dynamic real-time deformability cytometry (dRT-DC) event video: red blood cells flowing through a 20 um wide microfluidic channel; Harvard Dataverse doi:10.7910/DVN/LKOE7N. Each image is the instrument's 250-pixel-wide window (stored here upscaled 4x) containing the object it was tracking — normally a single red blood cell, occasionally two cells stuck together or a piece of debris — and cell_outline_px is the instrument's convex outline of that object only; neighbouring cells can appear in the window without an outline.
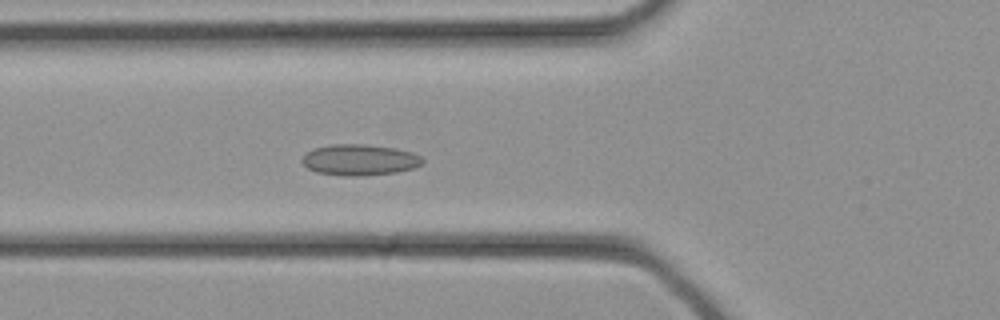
{"species": "common noctule bat (a hibernating species)", "species_latin": "Nyctalus noctula", "temperature_condition": "cold", "stored_images_in_passage": 29, "segment_of_instrument_passage": [1, 2], "camera_frame_rate_fps": 3000, "um_per_image_px": 0.085, "animal": {"sex": "female", "body_mass_g": 21.9}, "frame": {"image": 1, "passage_image": 6, "time_ms": 1.667, "image_size_px": [1000, 320], "cell_outline_px": [[424, 160], [420, 164], [412, 168], [396, 172], [360, 176], [344, 176], [316, 172], [308, 168], [300, 160], [312, 148], [332, 144], [364, 144], [396, 148], [412, 152], [420, 156]], "centroid_in_image_um": [30.54, 13.58], "position_along_channel_um": 95.3, "area_um2": 21.73}}
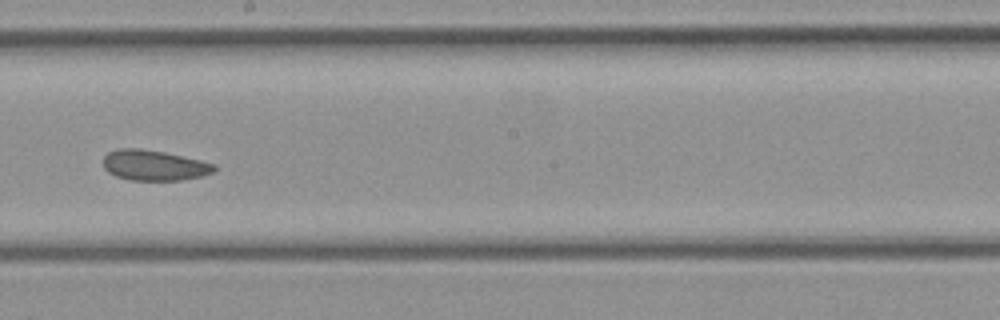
{"frame": {"image": 2, "passage_image": 13, "time_ms": 4.0, "image_size_px": [1000, 320], "cell_outline_px": [[216, 168], [212, 172], [200, 176], [180, 180], [132, 180], [116, 176], [108, 172], [104, 168], [104, 156], [108, 152], [116, 148], [140, 148], [164, 152], [200, 160], [216, 164]], "centroid_in_image_um": [13.07, 14.04], "position_along_channel_um": 235.1, "area_um2": 19.59}}
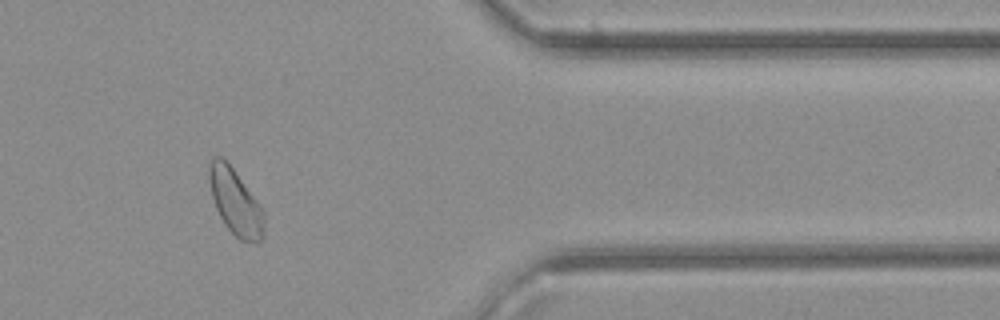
{"frame": {"image": 3, "passage_image": 22, "time_ms": 7.0, "image_size_px": [1000, 320], "cell_outline_px": [[264, 236], [256, 244], [240, 240], [224, 224], [216, 208], [212, 196], [208, 176], [208, 164], [212, 156], [220, 156], [232, 168], [260, 204], [264, 212]], "centroid_in_image_um": [20.01, 17.19], "position_along_channel_um": 391.4, "area_um2": 21.04}}